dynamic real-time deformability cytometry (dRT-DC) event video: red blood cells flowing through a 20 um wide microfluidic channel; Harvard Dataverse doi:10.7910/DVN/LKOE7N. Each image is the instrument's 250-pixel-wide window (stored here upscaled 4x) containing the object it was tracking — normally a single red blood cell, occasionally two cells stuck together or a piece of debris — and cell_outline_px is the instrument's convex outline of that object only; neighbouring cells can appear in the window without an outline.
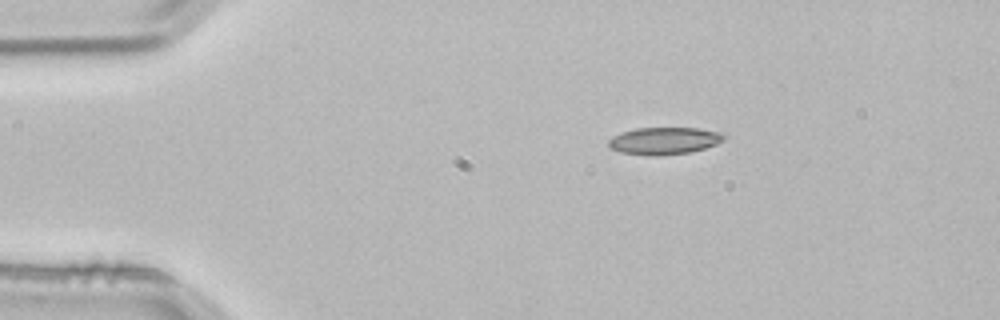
{"species": "common noctule bat (a hibernating species)", "species_latin": "Nyctalus noctula", "temperature_condition": "room temperature", "stored_images_in_passage": 2, "camera_frame_rate_fps": 3000, "um_per_image_px": 0.085, "animal": {"sex": "male", "body_mass_g": 21.5, "forearm_length_mm": 52.0}, "frame": {"image": 1, "passage_image": 1, "time_ms": 0.0, "image_size_px": [1000, 320], "cell_outline_px": [[728, 136], [724, 140], [716, 144], [704, 148], [688, 152], [656, 156], [648, 156], [620, 152], [612, 148], [608, 144], [608, 140], [612, 136], [620, 132], [636, 128], [700, 128], [720, 132]], "centroid_in_image_um": [56.45, 11.96], "position_along_channel_um": 28.5, "area_um2": 18.38}}